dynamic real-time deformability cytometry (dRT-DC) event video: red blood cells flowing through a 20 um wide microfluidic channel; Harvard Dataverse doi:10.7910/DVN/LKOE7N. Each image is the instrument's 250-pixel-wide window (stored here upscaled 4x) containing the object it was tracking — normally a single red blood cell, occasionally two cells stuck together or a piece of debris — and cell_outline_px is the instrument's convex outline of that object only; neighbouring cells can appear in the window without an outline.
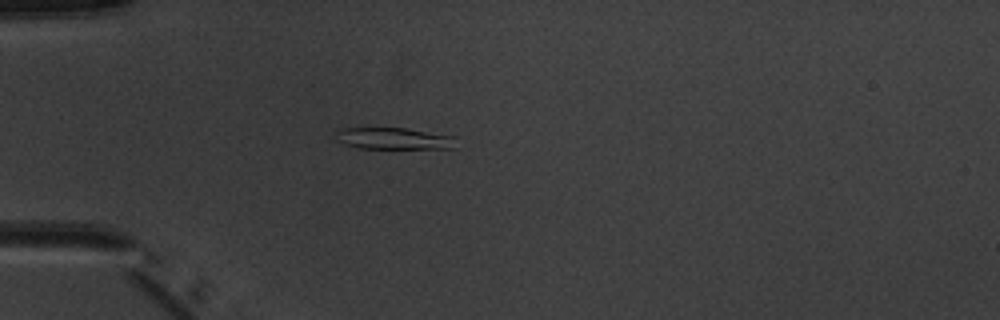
{"species": "common noctule bat (a hibernating species)", "species_latin": "Nyctalus noctula", "temperature_condition": "warm", "stored_images_in_passage": 3, "camera_frame_rate_fps": 3000, "um_per_image_px": 0.085, "animal": {"sex": "male", "body_mass_g": 20.1, "forearm_length_mm": 53.5}, "frame": {"image": 1, "passage_image": 3, "time_ms": 3.0, "image_size_px": [1000, 320], "cell_outline_px": [[456, 148], [360, 148], [344, 144], [336, 140], [332, 132], [336, 128], [404, 128], [456, 136]], "centroid_in_image_um": [33.42, 11.76], "position_along_channel_um": 51.6, "area_um2": 15.43}}